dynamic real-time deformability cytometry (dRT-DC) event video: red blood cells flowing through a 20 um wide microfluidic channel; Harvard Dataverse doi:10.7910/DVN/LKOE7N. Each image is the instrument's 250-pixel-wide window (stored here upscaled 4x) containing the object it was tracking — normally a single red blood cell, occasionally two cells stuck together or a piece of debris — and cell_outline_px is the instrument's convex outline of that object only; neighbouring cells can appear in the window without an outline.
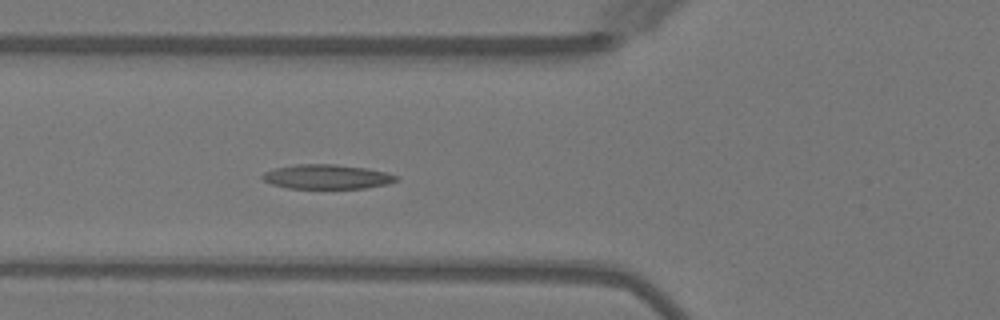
{"species": "Egyptian fruit bat (a non-hibernating species)", "species_latin": "Rousettus aegyptiacus", "temperature_condition": "warm", "stored_images_in_passage": 3, "camera_frame_rate_fps": 3000, "um_per_image_px": 0.085, "animal": {"sex": "female"}, "frame": {"image": 1, "passage_image": 3, "time_ms": 3.333, "image_size_px": [1000, 320], "cell_outline_px": [[400, 176], [396, 180], [388, 184], [364, 188], [288, 188], [272, 184], [264, 180], [260, 176], [264, 172], [272, 168], [296, 164], [336, 164], [368, 168], [388, 172]], "centroid_in_image_um": [27.8, 15.01], "position_along_channel_um": 98.0, "area_um2": 19.25}}